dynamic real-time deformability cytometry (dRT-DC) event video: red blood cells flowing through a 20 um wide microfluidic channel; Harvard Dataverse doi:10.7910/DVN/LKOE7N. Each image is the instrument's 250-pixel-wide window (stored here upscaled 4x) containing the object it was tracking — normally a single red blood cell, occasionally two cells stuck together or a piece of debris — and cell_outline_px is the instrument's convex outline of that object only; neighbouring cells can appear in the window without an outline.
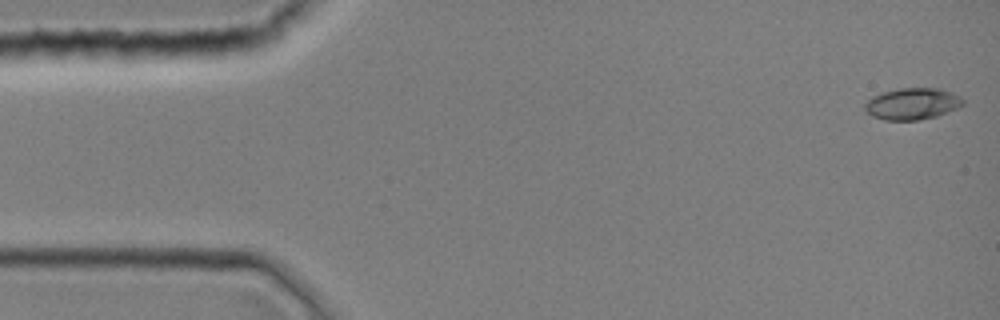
{"species": "common noctule bat (a hibernating species)", "species_latin": "Nyctalus noctula", "temperature_condition": "room temperature", "stored_images_in_passage": 4, "camera_frame_rate_fps": 3000, "um_per_image_px": 0.085, "animal": {"sex": "female", "body_mass_g": 19.0, "forearm_length_mm": 51.5}, "frame": {"image": 1, "passage_image": 1, "time_ms": 0.0, "image_size_px": [1000, 320], "cell_outline_px": [[964, 104], [956, 108], [936, 116], [916, 120], [884, 120], [872, 116], [864, 108], [864, 104], [872, 96], [884, 92], [900, 88], [940, 88], [952, 92], [960, 96], [964, 100]], "centroid_in_image_um": [77.55, 8.81], "position_along_channel_um": 7.5, "area_um2": 17.98}}